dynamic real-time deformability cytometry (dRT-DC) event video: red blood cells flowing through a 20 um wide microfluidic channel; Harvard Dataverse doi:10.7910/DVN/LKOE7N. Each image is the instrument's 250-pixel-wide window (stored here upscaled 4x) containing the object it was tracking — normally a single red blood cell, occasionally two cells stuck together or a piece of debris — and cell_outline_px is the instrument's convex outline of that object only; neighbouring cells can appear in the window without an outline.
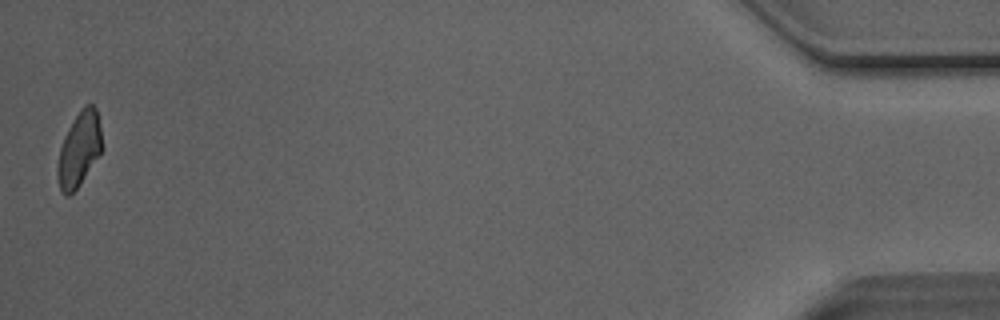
{"species": "Egyptian fruit bat (a non-hibernating species)", "species_latin": "Rousettus aegyptiacus", "temperature_condition": "room temperature", "stored_images_in_passage": 33, "camera_frame_rate_fps": 3000, "um_per_image_px": 0.085, "animal": {"sex": "male"}, "frame": {"image": 1, "passage_image": 33, "time_ms": 10.667, "image_size_px": [1000, 320], "cell_outline_px": [[100, 152], [76, 188], [68, 196], [64, 196], [60, 192], [56, 172], [56, 168], [60, 148], [64, 136], [68, 128], [84, 104], [92, 104], [96, 108], [100, 128]], "centroid_in_image_um": [6.67, 12.69], "position_along_channel_um": 428.5, "area_um2": 18.73}}